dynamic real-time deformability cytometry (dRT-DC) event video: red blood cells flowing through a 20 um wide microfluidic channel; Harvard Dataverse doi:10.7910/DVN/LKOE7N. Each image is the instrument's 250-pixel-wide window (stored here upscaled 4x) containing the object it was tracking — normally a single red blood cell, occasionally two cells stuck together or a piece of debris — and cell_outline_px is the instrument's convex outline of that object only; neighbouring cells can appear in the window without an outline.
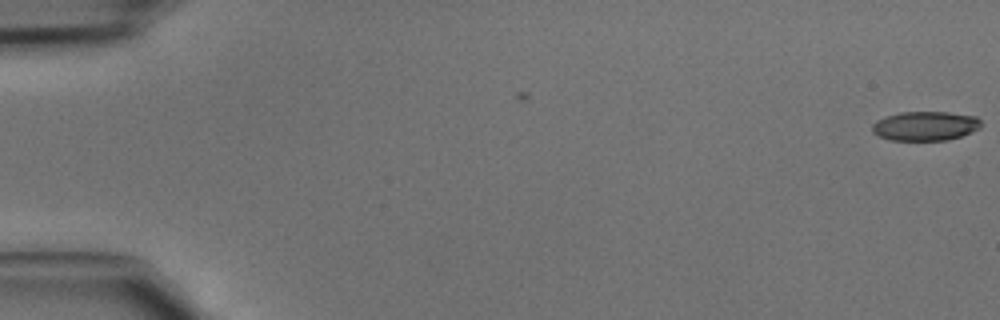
{"species": "common noctule bat (a hibernating species)", "species_latin": "Nyctalus noctula", "temperature_condition": "cold", "stored_images_in_passage": 4, "camera_frame_rate_fps": 3000, "um_per_image_px": 0.085, "animal": {"sex": "male", "body_mass_g": 15.6}, "frame": {"image": 1, "passage_image": 4, "time_ms": 1.0, "image_size_px": [1000, 320], "cell_outline_px": [[980, 128], [960, 136], [948, 140], [892, 140], [880, 136], [872, 132], [872, 124], [876, 120], [900, 112], [948, 112], [976, 116], [980, 120]], "centroid_in_image_um": [78.64, 10.7], "position_along_channel_um": 6.4, "area_um2": 18.44}}